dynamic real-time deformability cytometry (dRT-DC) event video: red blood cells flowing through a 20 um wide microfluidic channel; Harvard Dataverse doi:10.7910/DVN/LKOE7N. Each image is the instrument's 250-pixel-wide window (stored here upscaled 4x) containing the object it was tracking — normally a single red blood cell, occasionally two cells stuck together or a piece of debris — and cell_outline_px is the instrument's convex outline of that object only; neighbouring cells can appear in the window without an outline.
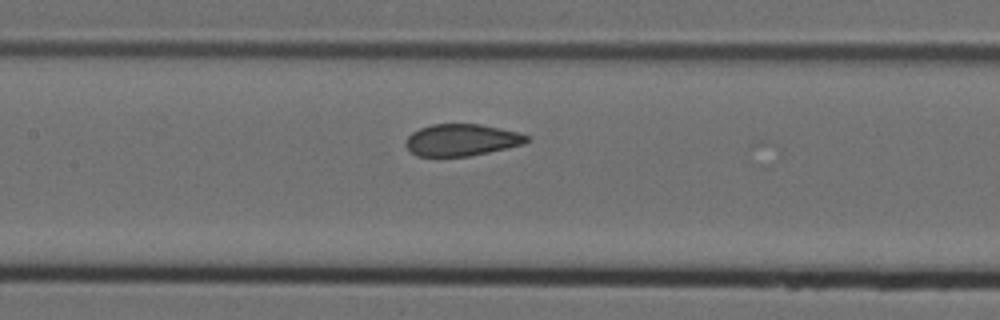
{"species": "Egyptian fruit bat (a non-hibernating species)", "species_latin": "Rousettus aegyptiacus", "temperature_condition": "cold", "stored_images_in_passage": 6, "camera_frame_rate_fps": 3000, "um_per_image_px": 0.085, "animal": {"sex": "female"}, "frame": {"image": 1, "passage_image": 6, "time_ms": 1.667, "image_size_px": [1000, 320], "cell_outline_px": [[528, 140], [524, 144], [488, 152], [468, 156], [416, 156], [404, 144], [408, 136], [412, 132], [420, 128], [432, 124], [480, 124], [500, 128], [516, 132], [528, 136]], "centroid_in_image_um": [39.21, 11.89], "position_along_channel_um": 168.2, "area_um2": 22.25}}